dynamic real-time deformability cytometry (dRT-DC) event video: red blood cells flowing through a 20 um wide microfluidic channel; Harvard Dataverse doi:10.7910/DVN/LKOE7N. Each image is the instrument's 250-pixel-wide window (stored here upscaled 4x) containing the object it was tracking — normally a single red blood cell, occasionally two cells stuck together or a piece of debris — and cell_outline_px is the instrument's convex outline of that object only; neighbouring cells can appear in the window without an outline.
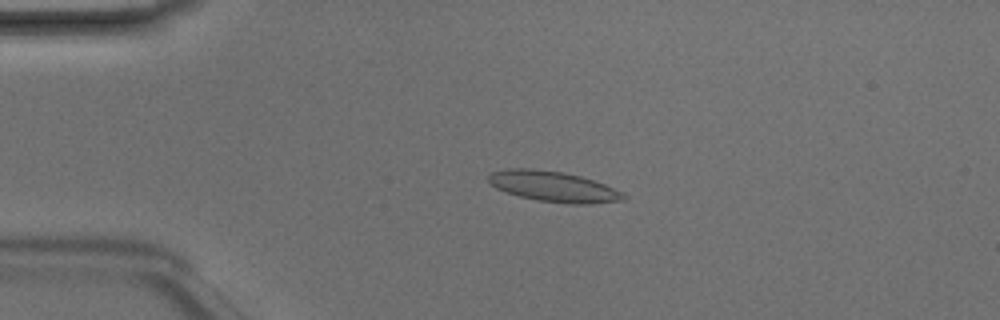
{"species": "Egyptian fruit bat (a non-hibernating species)", "species_latin": "Rousettus aegyptiacus", "temperature_condition": "room temperature", "stored_images_in_passage": 48, "camera_frame_rate_fps": 3000, "um_per_image_px": 0.085, "animal": {"sex": "male"}, "frame": {"image": 1, "passage_image": 11, "time_ms": 3.333, "image_size_px": [1000, 320], "cell_outline_px": [[628, 196], [624, 200], [592, 204], [568, 204], [536, 200], [504, 192], [496, 188], [488, 180], [488, 176], [492, 172], [508, 168], [532, 168], [564, 172], [580, 176], [604, 184], [624, 192]], "centroid_in_image_um": [47.06, 15.86], "position_along_channel_um": 37.9, "area_um2": 24.22}}
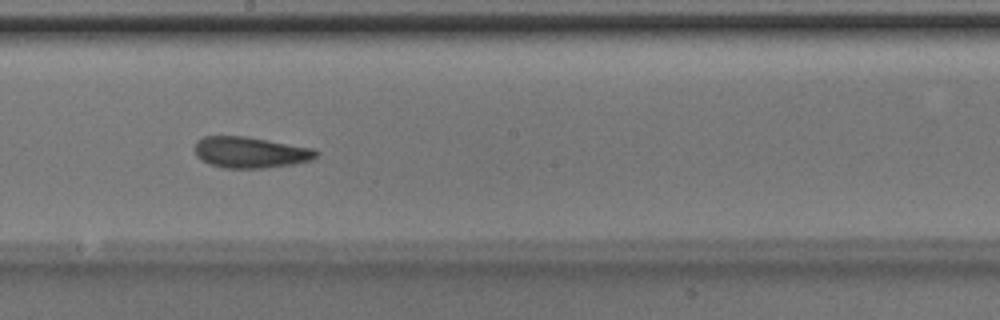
{"frame": {"image": 2, "passage_image": 27, "time_ms": 8.667, "image_size_px": [1000, 320], "cell_outline_px": [[320, 152], [316, 156], [308, 160], [292, 164], [264, 168], [224, 168], [208, 164], [200, 160], [196, 156], [196, 140], [204, 136], [244, 136], [312, 148]], "centroid_in_image_um": [21.22, 12.95], "position_along_channel_um": 227.0, "area_um2": 21.85}}
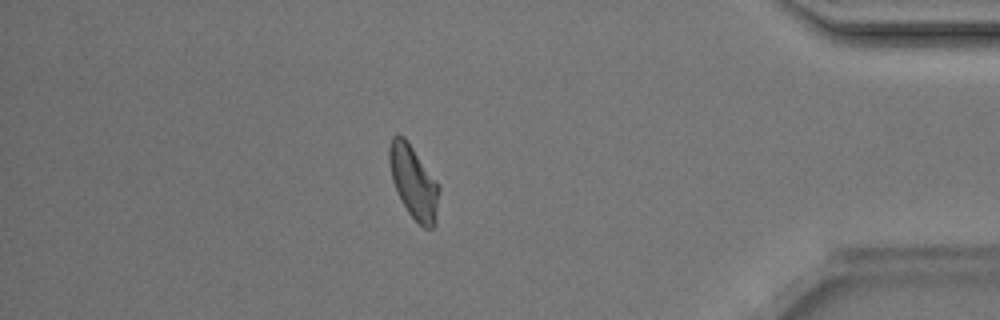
{"frame": {"image": 3, "passage_image": 42, "time_ms": 13.667, "image_size_px": [1000, 320], "cell_outline_px": [[440, 192], [436, 224], [432, 228], [424, 228], [408, 212], [392, 180], [388, 160], [388, 148], [392, 136], [396, 132], [404, 136], [440, 188]], "centroid_in_image_um": [35.15, 15.47], "position_along_channel_um": 400.1, "area_um2": 20.87}, "authors_computed_cell_mechanics": {"area_um2": 21.8484, "velocity_mm_per_s": 4.1949, "shape_relaxation_time_tau1_ms": 6.6794, "shape_relaxation_time_tau2_ms": 2.3654, "deformation_change_tau1": 0.1537, "deformation_change_tau2": 0.0944}}